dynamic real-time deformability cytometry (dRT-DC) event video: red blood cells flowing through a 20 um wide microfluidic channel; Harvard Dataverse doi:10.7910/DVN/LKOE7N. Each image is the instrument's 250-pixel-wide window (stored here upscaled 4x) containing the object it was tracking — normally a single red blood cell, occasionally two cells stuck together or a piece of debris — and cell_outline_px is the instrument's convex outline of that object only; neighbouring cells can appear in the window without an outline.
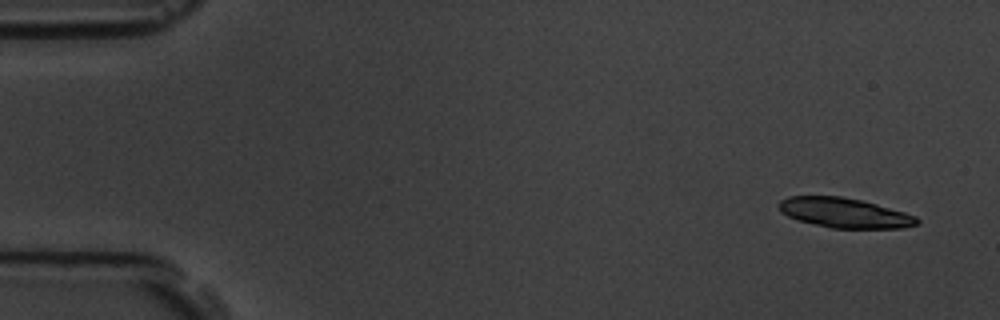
{"species": "common noctule bat (a hibernating species)", "species_latin": "Nyctalus noctula", "temperature_condition": "room temperature", "stored_images_in_passage": 5, "camera_frame_rate_fps": 3000, "um_per_image_px": 0.085, "animal": {"sex": "male", "body_mass_g": 19.5, "forearm_length_mm": 54.6}, "frame": {"image": 1, "passage_image": 1, "time_ms": 0.0, "image_size_px": [1000, 320], "cell_outline_px": [[920, 224], [904, 228], [832, 228], [800, 220], [788, 216], [780, 212], [776, 204], [780, 200], [788, 196], [840, 196], [860, 200], [876, 204], [904, 212], [916, 216], [920, 220]], "centroid_in_image_um": [71.78, 18.09], "position_along_channel_um": 13.2, "area_um2": 23.99}}
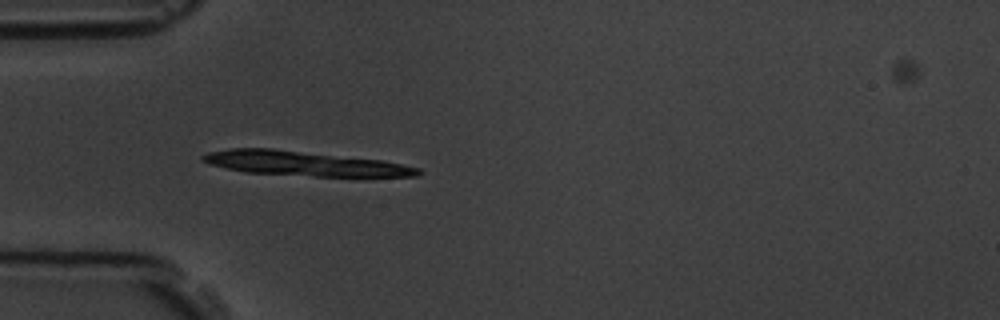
{"frame": {"image": 2, "passage_image": 4, "time_ms": 4.333, "image_size_px": [1000, 320], "cell_outline_px": [[420, 176], [316, 176], [244, 172], [208, 164], [200, 160], [200, 156], [208, 152], [228, 148], [272, 148], [380, 160], [420, 168]], "centroid_in_image_um": [25.77, 13.89], "position_along_channel_um": 59.2, "area_um2": 30.63}}